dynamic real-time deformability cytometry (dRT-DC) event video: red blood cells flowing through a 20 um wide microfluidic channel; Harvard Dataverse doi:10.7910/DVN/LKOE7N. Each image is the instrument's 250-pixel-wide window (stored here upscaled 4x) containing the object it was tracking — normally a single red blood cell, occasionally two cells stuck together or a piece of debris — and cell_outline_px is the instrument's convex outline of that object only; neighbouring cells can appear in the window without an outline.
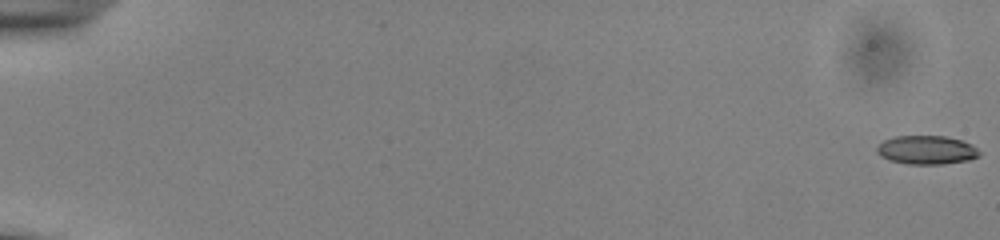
{"species": "common noctule bat (a hibernating species)", "species_latin": "Nyctalus noctula", "temperature_condition": "cold", "stored_images_in_passage": 55, "camera_frame_rate_fps": 3000, "um_per_image_px": 0.085, "animal": {"sex": "male", "body_mass_g": 13.0, "forearm_length_mm": 53.1}, "frame": {"image": 1, "passage_image": 1, "time_ms": 0.0, "image_size_px": [1000, 240], "cell_outline_px": [[980, 156], [968, 160], [944, 164], [908, 164], [888, 160], [880, 156], [876, 152], [876, 148], [884, 140], [896, 136], [948, 136], [972, 144], [980, 152]], "centroid_in_image_um": [78.76, 12.75], "position_along_channel_um": 6.2, "area_um2": 17.22}}
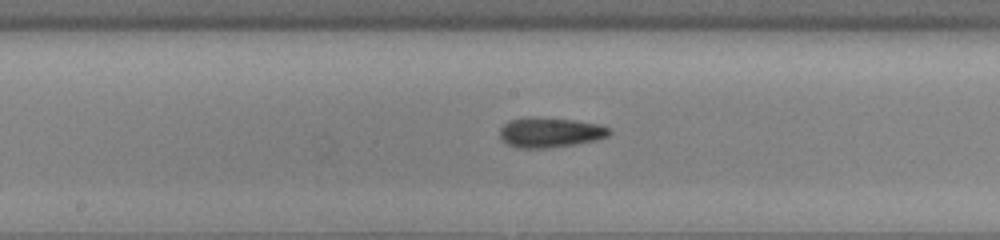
{"frame": {"image": 2, "passage_image": 31, "time_ms": 10.0, "image_size_px": [1000, 240], "cell_outline_px": [[612, 132], [608, 136], [596, 140], [548, 148], [516, 148], [500, 140], [500, 128], [508, 120], [528, 116], [536, 116], [576, 120], [600, 124], [612, 128]], "centroid_in_image_um": [46.75, 11.23], "position_along_channel_um": 201.5, "area_um2": 19.54}}
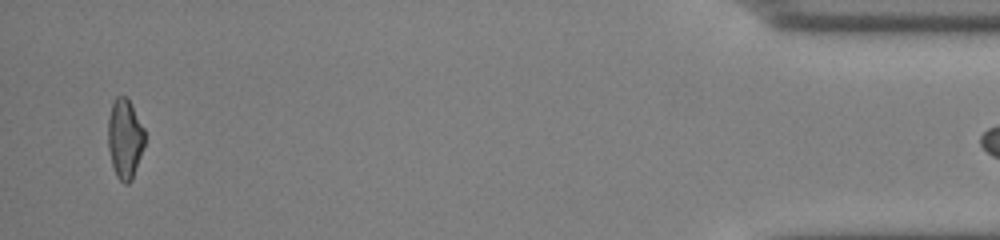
{"frame": {"image": 3, "passage_image": 54, "time_ms": 17.667, "image_size_px": [1000, 240], "cell_outline_px": [[144, 144], [132, 180], [128, 184], [124, 184], [116, 176], [112, 164], [108, 148], [108, 120], [112, 104], [116, 96], [124, 96], [128, 100], [144, 128]], "centroid_in_image_um": [10.6, 11.82], "position_along_channel_um": 424.6, "area_um2": 16.76}}